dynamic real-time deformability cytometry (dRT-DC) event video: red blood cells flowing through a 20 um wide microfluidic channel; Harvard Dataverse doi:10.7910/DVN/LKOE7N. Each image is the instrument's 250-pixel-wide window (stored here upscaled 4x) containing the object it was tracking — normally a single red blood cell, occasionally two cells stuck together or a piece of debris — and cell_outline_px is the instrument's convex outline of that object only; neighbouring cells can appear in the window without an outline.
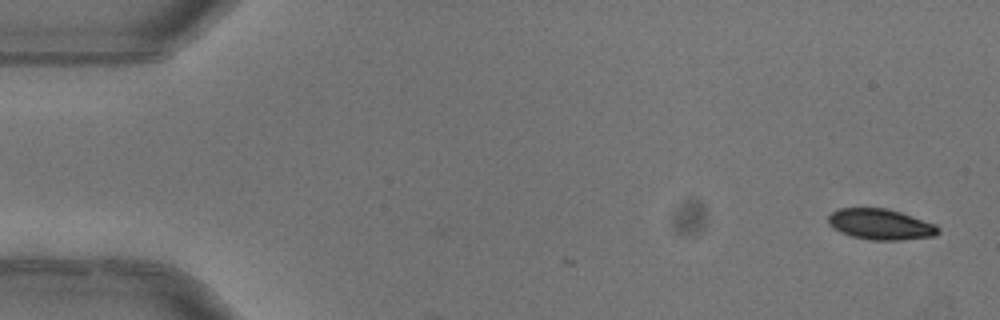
{"species": "common noctule bat (a hibernating species)", "species_latin": "Nyctalus noctula", "temperature_condition": "warm", "stored_images_in_passage": 2, "camera_frame_rate_fps": 3000, "um_per_image_px": 0.085, "animal": {"sex": "female"}, "frame": {"image": 1, "passage_image": 2, "time_ms": 0.333, "image_size_px": [1000, 320], "cell_outline_px": [[940, 232], [936, 236], [900, 240], [868, 240], [852, 236], [840, 232], [832, 228], [828, 224], [828, 216], [832, 212], [840, 208], [888, 208], [936, 224], [940, 228]], "centroid_in_image_um": [74.85, 19.07], "position_along_channel_um": 10.1, "area_um2": 19.88}}